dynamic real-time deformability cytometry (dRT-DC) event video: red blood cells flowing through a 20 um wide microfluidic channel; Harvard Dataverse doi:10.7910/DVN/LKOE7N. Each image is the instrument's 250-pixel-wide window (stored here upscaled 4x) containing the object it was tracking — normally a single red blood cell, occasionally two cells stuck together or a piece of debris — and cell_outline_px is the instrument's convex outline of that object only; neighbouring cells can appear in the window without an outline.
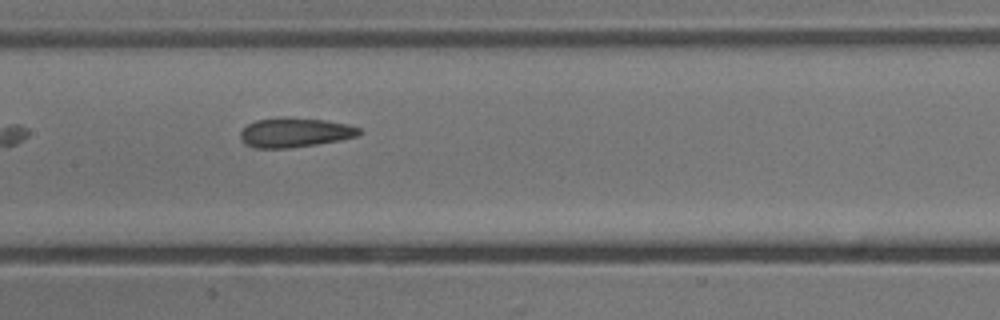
{"species": "common noctule bat (a hibernating species)", "species_latin": "Nyctalus noctula", "temperature_condition": "cold", "stored_images_in_passage": 9, "camera_frame_rate_fps": 3000, "um_per_image_px": 0.085, "animal": {"sex": "male", "body_mass_g": 13.3}, "frame": {"image": 1, "passage_image": 8, "time_ms": 8.333, "image_size_px": [1000, 320], "cell_outline_px": [[364, 132], [356, 136], [316, 144], [288, 148], [256, 148], [244, 144], [240, 140], [240, 132], [248, 124], [256, 120], [280, 116], [288, 116], [324, 120], [348, 124], [360, 128]], "centroid_in_image_um": [25.03, 11.24], "position_along_channel_um": 182.4, "area_um2": 20.58}}